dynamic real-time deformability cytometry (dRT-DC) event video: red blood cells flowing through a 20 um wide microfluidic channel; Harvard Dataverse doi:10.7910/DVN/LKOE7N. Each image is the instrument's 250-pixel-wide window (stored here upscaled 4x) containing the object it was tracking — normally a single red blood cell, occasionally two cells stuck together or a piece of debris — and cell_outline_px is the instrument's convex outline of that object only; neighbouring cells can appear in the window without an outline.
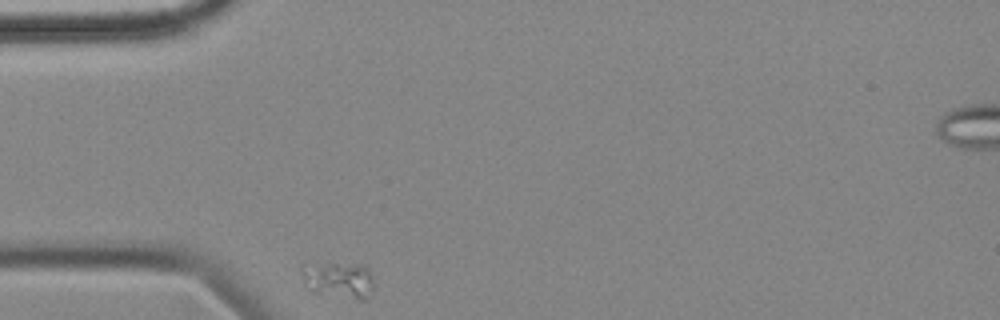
{"species": "common noctule bat (a hibernating species)", "species_latin": "Nyctalus noctula", "temperature_condition": "cold", "stored_images_in_passage": 36, "camera_frame_rate_fps": 3000, "um_per_image_px": 0.085, "animal": {"sex": "female", "body_mass_g": 18.4}, "frame": {"image": 1, "passage_image": 1, "time_ms": 0.0, "image_size_px": [1000, 320], "cell_outline_px": [[372, 288], [368, 300], [360, 300], [312, 292], [300, 272], [300, 264], [328, 260], [364, 264], [368, 268], [372, 280]], "centroid_in_image_um": [28.75, 23.71], "position_along_channel_um": 56.2, "area_um2": 16.18}}
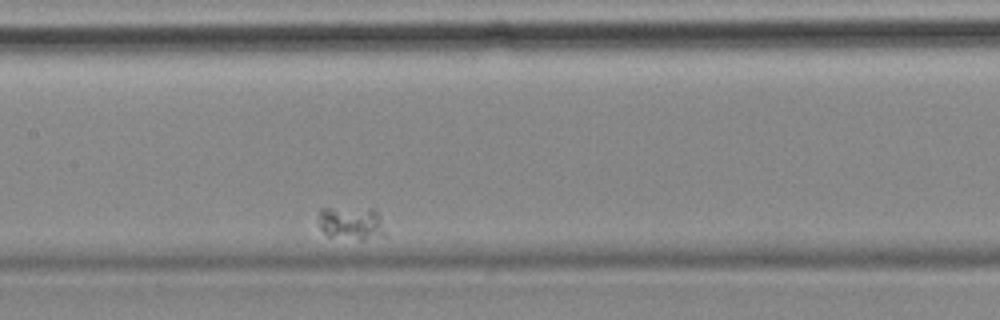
{"frame": {"image": 2, "passage_image": 16, "time_ms": 5.0, "image_size_px": [1000, 320], "cell_outline_px": [[388, 232], [360, 240], [328, 236], [320, 228], [320, 208], [372, 208], [380, 212]], "centroid_in_image_um": [29.92, 18.94], "position_along_channel_um": 177.5, "area_um2": 13.06}}
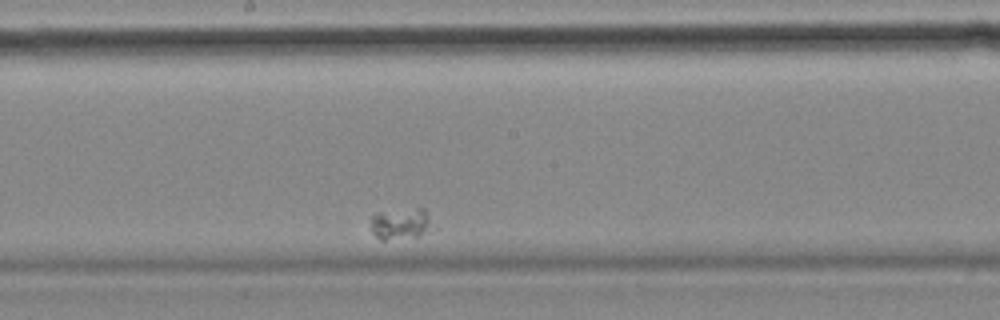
{"frame": {"image": 3, "passage_image": 20, "time_ms": 6.333, "image_size_px": [1000, 320], "cell_outline_px": [[428, 228], [420, 236], [384, 240], [380, 240], [372, 232], [368, 216], [376, 212], [416, 208], [424, 208], [428, 216]], "centroid_in_image_um": [33.92, 19.0], "position_along_channel_um": 214.3, "area_um2": 11.16}}